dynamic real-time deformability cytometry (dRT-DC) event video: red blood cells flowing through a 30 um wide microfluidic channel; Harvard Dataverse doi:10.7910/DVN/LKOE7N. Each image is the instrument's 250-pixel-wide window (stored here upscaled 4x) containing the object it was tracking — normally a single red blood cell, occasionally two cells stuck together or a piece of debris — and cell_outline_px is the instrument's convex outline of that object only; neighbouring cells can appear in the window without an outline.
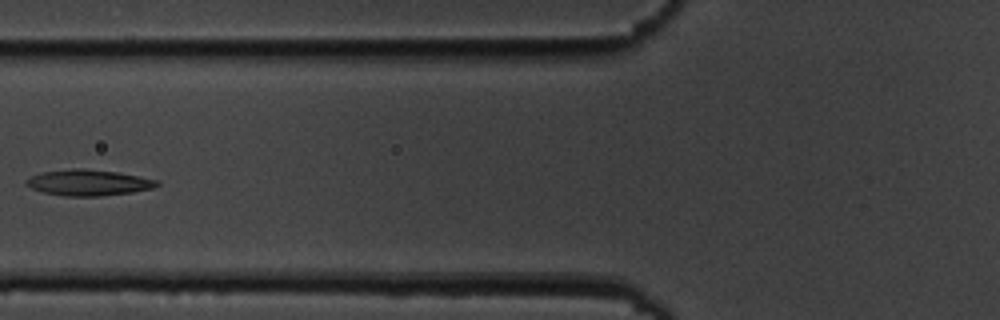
{"species": "common noctule bat (a hibernating species)", "species_latin": "Nyctalus noctula", "temperature_condition": "cold", "stored_images_in_passage": 10, "camera_frame_rate_fps": 3000, "um_per_image_px": 0.085, "animal": {"sex": "male", "body_mass_g": 19.5, "forearm_length_mm": 54.6}, "frame": {"image": 1, "passage_image": 5, "time_ms": 4.667, "image_size_px": [1000, 320], "cell_outline_px": [[160, 184], [152, 188], [132, 192], [100, 196], [64, 196], [44, 192], [32, 188], [24, 184], [24, 180], [40, 172], [72, 168], [84, 168], [116, 172], [160, 180]], "centroid_in_image_um": [7.5, 15.51], "position_along_channel_um": 118.3, "area_um2": 19.83}}
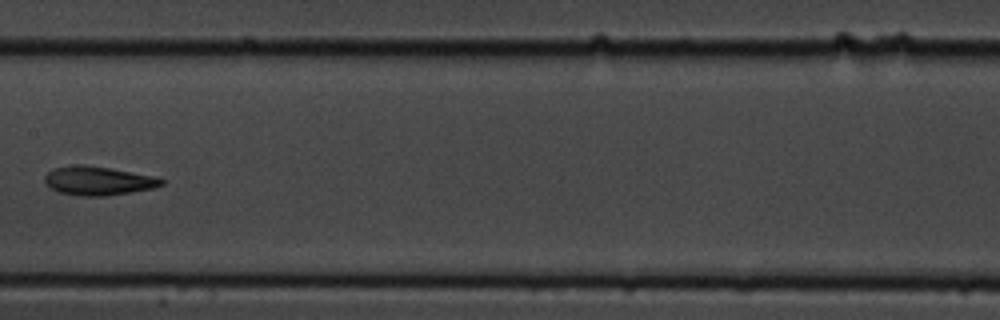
{"frame": {"image": 2, "passage_image": 7, "time_ms": 7.0, "image_size_px": [1000, 320], "cell_outline_px": [[164, 184], [152, 188], [132, 192], [104, 196], [80, 196], [60, 192], [44, 184], [44, 176], [48, 172], [56, 168], [76, 164], [84, 164], [112, 168], [156, 176], [164, 180]], "centroid_in_image_um": [8.36, 15.36], "position_along_channel_um": 199.0, "area_um2": 19.71}}
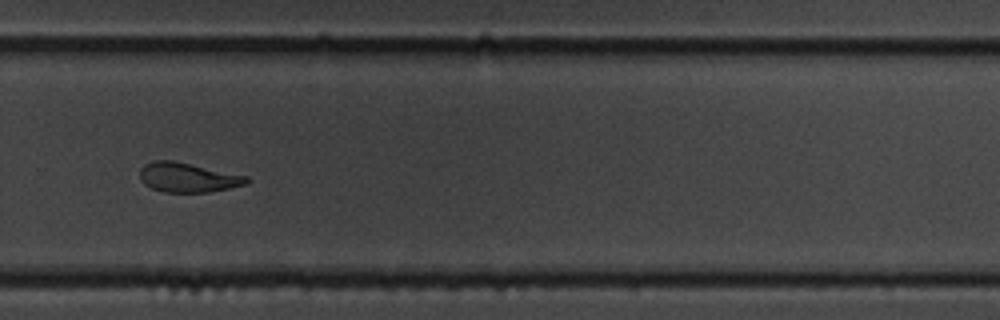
{"frame": {"image": 3, "passage_image": 10, "time_ms": 10.333, "image_size_px": [1000, 320], "cell_outline_px": [[248, 184], [208, 192], [164, 192], [152, 188], [144, 184], [140, 180], [140, 168], [144, 164], [152, 160], [172, 160], [248, 176]], "centroid_in_image_um": [15.93, 15.08], "position_along_channel_um": 313.9, "area_um2": 18.32}}